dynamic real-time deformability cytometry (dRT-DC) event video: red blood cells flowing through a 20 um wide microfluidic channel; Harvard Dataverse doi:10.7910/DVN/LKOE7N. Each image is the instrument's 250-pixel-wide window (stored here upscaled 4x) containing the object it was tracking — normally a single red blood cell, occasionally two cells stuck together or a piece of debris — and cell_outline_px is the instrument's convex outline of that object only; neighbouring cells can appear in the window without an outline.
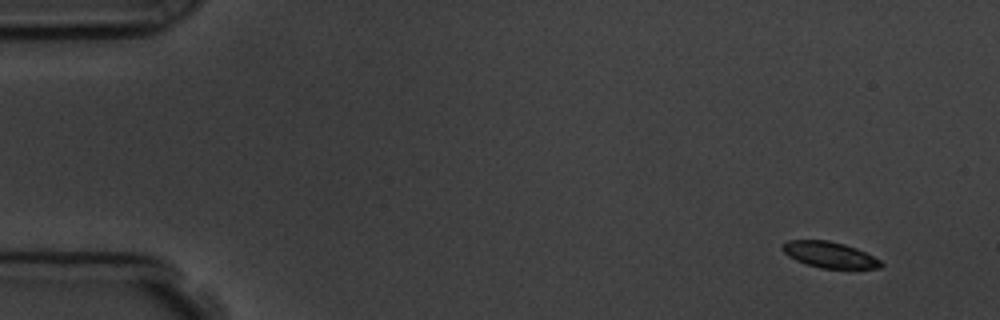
{"species": "common noctule bat (a hibernating species)", "species_latin": "Nyctalus noctula", "temperature_condition": "room temperature", "stored_images_in_passage": 5, "camera_frame_rate_fps": 3000, "um_per_image_px": 0.085, "animal": {"sex": "male", "body_mass_g": 19.5, "forearm_length_mm": 54.6}, "frame": {"image": 1, "passage_image": 1, "time_ms": 0.0, "image_size_px": [1000, 320], "cell_outline_px": [[884, 264], [880, 268], [856, 272], [852, 272], [820, 268], [796, 260], [788, 256], [780, 248], [780, 244], [788, 240], [828, 240], [844, 244], [856, 248], [880, 260]], "centroid_in_image_um": [70.58, 21.71], "position_along_channel_um": 14.4, "area_um2": 15.78}}